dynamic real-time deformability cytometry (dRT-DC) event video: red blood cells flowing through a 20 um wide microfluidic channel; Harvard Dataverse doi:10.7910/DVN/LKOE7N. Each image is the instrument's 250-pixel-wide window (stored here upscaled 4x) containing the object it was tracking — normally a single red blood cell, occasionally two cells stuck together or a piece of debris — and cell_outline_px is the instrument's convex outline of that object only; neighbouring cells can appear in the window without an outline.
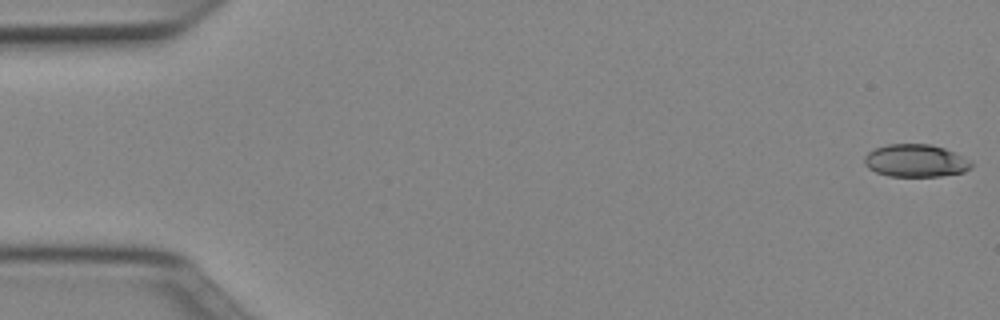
{"species": "Egyptian fruit bat (a non-hibernating species)", "species_latin": "Rousettus aegyptiacus", "temperature_condition": "cold", "stored_images_in_passage": 51, "camera_frame_rate_fps": 3000, "um_per_image_px": 0.085, "animal": {"sex": "female"}, "frame": {"image": 1, "passage_image": 1, "time_ms": 0.0, "image_size_px": [1000, 320], "cell_outline_px": [[972, 168], [964, 172], [940, 176], [888, 176], [876, 172], [868, 168], [864, 164], [864, 156], [868, 152], [876, 148], [888, 144], [932, 144], [944, 148], [972, 160]], "centroid_in_image_um": [77.84, 13.66], "position_along_channel_um": 7.2, "area_um2": 20.46}}
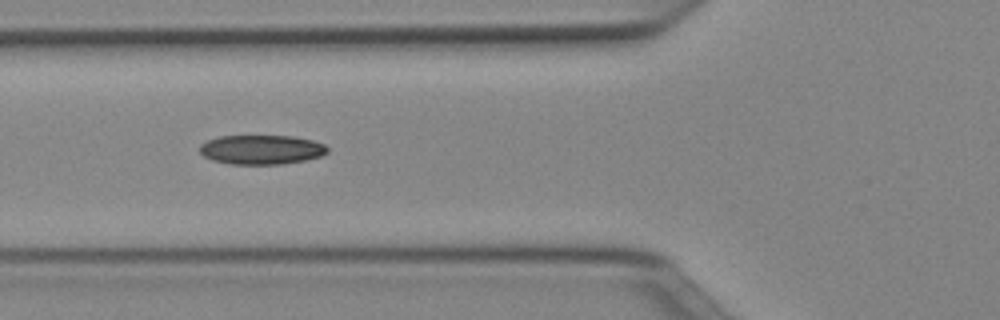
{"frame": {"image": 2, "passage_image": 19, "time_ms": 6.0, "image_size_px": [1000, 320], "cell_outline_px": [[328, 152], [320, 156], [304, 160], [284, 164], [228, 164], [212, 160], [204, 156], [200, 152], [200, 144], [208, 140], [220, 136], [292, 136], [312, 140], [324, 144], [328, 148]], "centroid_in_image_um": [22.21, 12.72], "position_along_channel_um": 103.6, "area_um2": 21.85}}
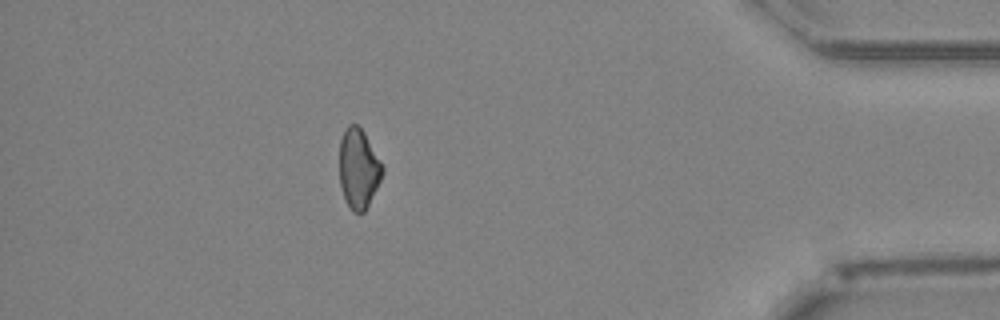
{"frame": {"image": 3, "passage_image": 45, "time_ms": 14.667, "image_size_px": [1000, 320], "cell_outline_px": [[384, 172], [364, 212], [352, 212], [344, 200], [340, 188], [340, 140], [348, 124], [356, 124], [364, 132], [384, 168]], "centroid_in_image_um": [30.46, 14.35], "position_along_channel_um": 404.7, "area_um2": 19.77}, "authors_computed_cell_mechanics": {"area_um2": 21.1548, "velocity_mm_per_s": 3.9946, "shape_relaxation_time_tau1_ms": 8.8375, "shape_relaxation_time_tau2_ms": null, "deformation_change_tau1": 0.1393, "deformation_change_tau2": null}}